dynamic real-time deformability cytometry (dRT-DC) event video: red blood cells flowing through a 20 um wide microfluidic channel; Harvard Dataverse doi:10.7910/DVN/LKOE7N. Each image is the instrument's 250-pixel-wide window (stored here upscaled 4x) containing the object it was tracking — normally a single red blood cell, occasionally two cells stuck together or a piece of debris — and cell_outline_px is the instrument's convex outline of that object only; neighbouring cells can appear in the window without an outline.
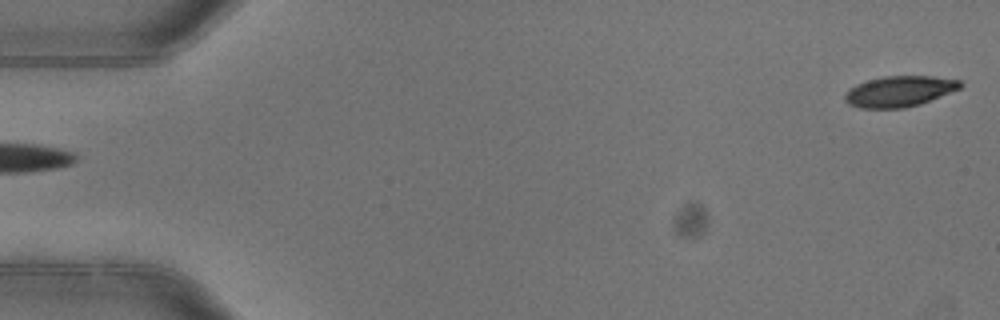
{"species": "common noctule bat (a hibernating species)", "species_latin": "Nyctalus noctula", "temperature_condition": "warm", "stored_images_in_passage": 4, "segment_of_instrument_passage": [2, 2], "camera_frame_rate_fps": 3000, "um_per_image_px": 0.085, "animal": {"sex": "female"}, "frame": {"image": 1, "passage_image": 4, "time_ms": 1.0, "image_size_px": [1000, 320], "cell_outline_px": [[964, 84], [960, 88], [920, 104], [904, 108], [860, 108], [848, 104], [844, 100], [844, 96], [856, 84], [868, 80], [884, 76], [932, 76], [960, 80]], "centroid_in_image_um": [76.45, 7.76], "position_along_channel_um": 8.5, "area_um2": 20.52}}